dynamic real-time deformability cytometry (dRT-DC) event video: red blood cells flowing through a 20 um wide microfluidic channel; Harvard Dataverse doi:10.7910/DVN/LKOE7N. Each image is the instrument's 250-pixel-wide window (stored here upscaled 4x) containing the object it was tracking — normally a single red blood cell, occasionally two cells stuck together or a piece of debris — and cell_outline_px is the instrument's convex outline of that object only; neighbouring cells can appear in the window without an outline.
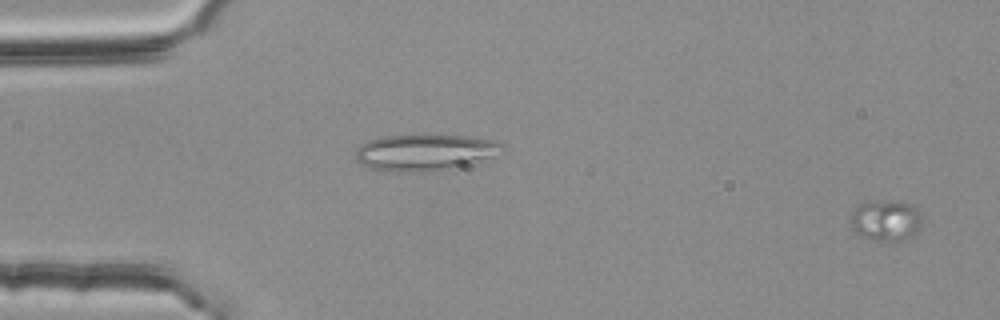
{"species": "common noctule bat (a hibernating species)", "species_latin": "Nyctalus noctula", "temperature_condition": "room temperature", "stored_images_in_passage": 18, "camera_frame_rate_fps": 3000, "um_per_image_px": 0.085, "animal": {"sex": "female", "body_mass_g": 25.1}, "frame": {"image": 1, "passage_image": 2, "time_ms": 0.333, "image_size_px": [1000, 320], "cell_outline_px": [[920, 228], [904, 240], [872, 240], [856, 232], [852, 228], [848, 220], [852, 212], [860, 204], [872, 200], [904, 200], [912, 204], [920, 212]], "centroid_in_image_um": [75.28, 18.68], "position_along_channel_um": 9.7, "area_um2": 17.22}}